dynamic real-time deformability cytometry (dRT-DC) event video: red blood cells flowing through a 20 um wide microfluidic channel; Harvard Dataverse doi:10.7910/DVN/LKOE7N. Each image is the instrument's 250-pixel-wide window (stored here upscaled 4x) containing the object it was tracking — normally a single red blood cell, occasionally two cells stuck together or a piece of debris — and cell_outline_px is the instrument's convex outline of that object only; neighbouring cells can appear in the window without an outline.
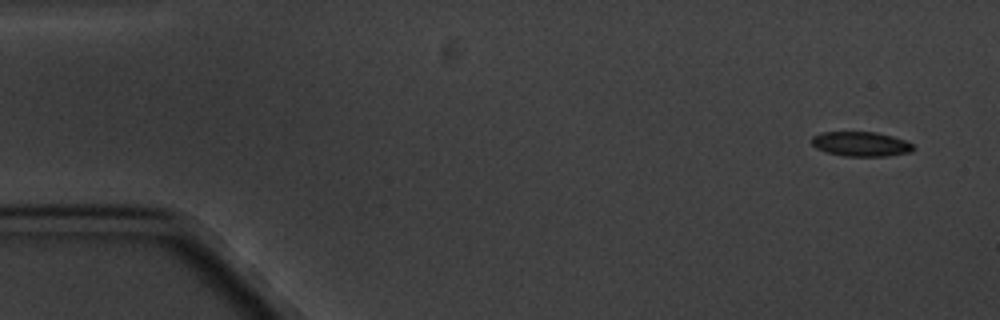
{"species": "common noctule bat (a hibernating species)", "species_latin": "Nyctalus noctula", "temperature_condition": "cold", "stored_images_in_passage": 6, "camera_frame_rate_fps": 3000, "um_per_image_px": 0.085, "animal": {"sex": "male", "body_mass_g": 20.1, "forearm_length_mm": 53.5}, "frame": {"image": 1, "passage_image": 1, "time_ms": 0.0, "image_size_px": [1000, 320], "cell_outline_px": [[916, 148], [912, 152], [884, 156], [844, 156], [828, 152], [816, 148], [812, 144], [812, 136], [824, 132], [876, 132], [892, 136], [904, 140], [912, 144]], "centroid_in_image_um": [73.2, 12.24], "position_along_channel_um": 11.8, "area_um2": 14.51}}
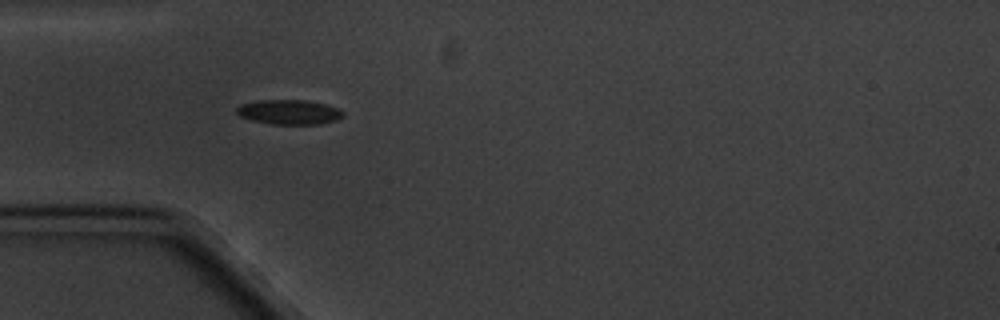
{"frame": {"image": 2, "passage_image": 5, "time_ms": 4.667, "image_size_px": [1000, 320], "cell_outline_px": [[344, 116], [336, 120], [320, 124], [272, 124], [252, 120], [240, 116], [236, 112], [236, 108], [240, 104], [260, 100], [304, 100], [324, 104], [340, 108], [344, 112]], "centroid_in_image_um": [24.59, 9.52], "position_along_channel_um": 60.4, "area_um2": 15.32}}